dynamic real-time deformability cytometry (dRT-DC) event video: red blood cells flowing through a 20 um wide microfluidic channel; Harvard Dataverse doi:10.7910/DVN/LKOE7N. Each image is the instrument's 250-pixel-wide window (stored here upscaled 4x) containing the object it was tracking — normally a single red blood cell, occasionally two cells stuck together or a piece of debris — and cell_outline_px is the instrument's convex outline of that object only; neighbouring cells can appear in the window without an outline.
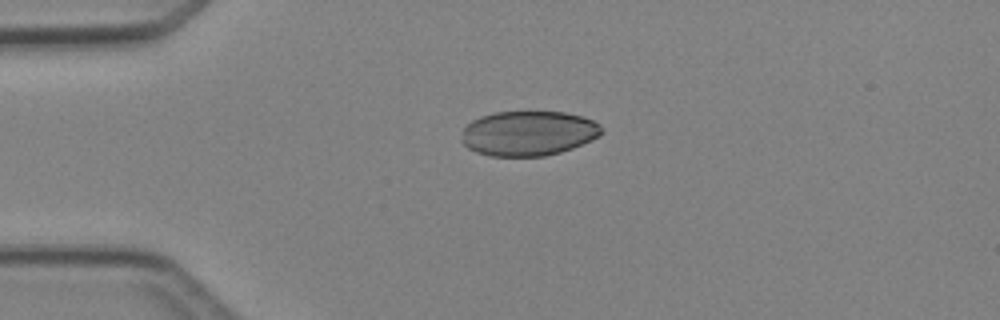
{"species": "Egyptian fruit bat (a non-hibernating species)", "species_latin": "Rousettus aegyptiacus", "temperature_condition": "cold", "stored_images_in_passage": 2, "camera_frame_rate_fps": 3000, "um_per_image_px": 0.085, "animal": {"sex": "female"}, "frame": {"image": 1, "passage_image": 1, "time_ms": 0.0, "image_size_px": [1000, 320], "cell_outline_px": [[604, 132], [600, 136], [592, 140], [572, 148], [560, 152], [544, 156], [488, 156], [476, 152], [468, 148], [460, 140], [464, 128], [472, 120], [480, 116], [496, 112], [564, 112], [580, 116], [592, 120], [600, 124], [604, 128]], "centroid_in_image_um": [44.92, 11.33], "position_along_channel_um": 40.1, "area_um2": 36.76}}